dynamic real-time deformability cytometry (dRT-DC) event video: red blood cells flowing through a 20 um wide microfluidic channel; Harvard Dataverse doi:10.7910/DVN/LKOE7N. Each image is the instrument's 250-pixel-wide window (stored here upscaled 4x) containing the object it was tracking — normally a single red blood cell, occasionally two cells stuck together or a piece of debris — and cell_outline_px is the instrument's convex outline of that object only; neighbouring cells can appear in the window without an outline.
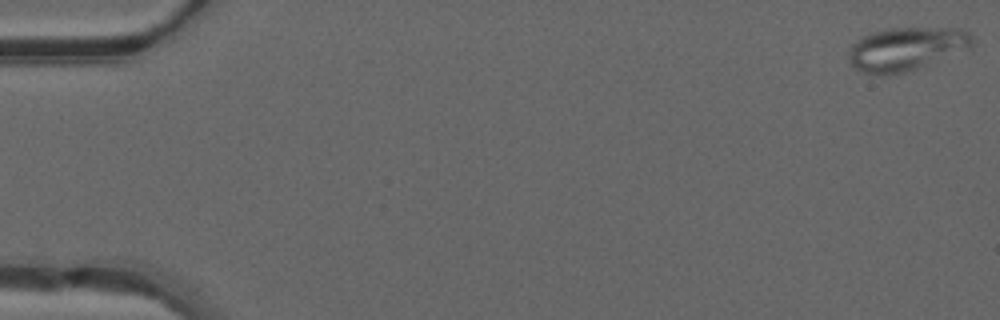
{"species": "common noctule bat (a hibernating species)", "species_latin": "Nyctalus noctula", "temperature_condition": "warm", "stored_images_in_passage": 12, "camera_frame_rate_fps": 3000, "um_per_image_px": 0.085, "animal": {"sex": "male", "forearm_length_mm": 52.5}, "frame": {"image": 1, "passage_image": 1, "time_ms": 0.0, "image_size_px": [1000, 320], "cell_outline_px": [[972, 44], [968, 48], [912, 68], [900, 72], [864, 72], [856, 68], [852, 64], [848, 56], [848, 52], [852, 44], [856, 40], [872, 32], [888, 28], [960, 28], [968, 32], [972, 36]], "centroid_in_image_um": [77.0, 4.08], "position_along_channel_um": 8.0, "area_um2": 29.77}}